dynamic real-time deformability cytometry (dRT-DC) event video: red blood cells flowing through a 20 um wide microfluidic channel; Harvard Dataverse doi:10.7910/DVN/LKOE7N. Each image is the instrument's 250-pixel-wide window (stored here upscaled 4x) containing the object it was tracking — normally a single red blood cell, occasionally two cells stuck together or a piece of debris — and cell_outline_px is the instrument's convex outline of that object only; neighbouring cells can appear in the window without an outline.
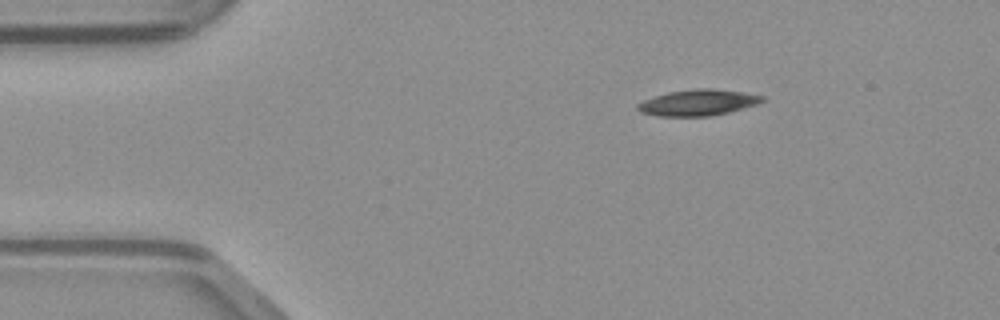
{"species": "common noctule bat (a hibernating species)", "species_latin": "Nyctalus noctula", "temperature_condition": "warm", "stored_images_in_passage": 41, "camera_frame_rate_fps": 3000, "um_per_image_px": 0.085, "animal": {"sex": "male", "body_mass_g": 23.1, "forearm_length_mm": 52.7}, "frame": {"image": 1, "passage_image": 1, "time_ms": 0.0, "image_size_px": [1000, 320], "cell_outline_px": [[764, 100], [756, 104], [728, 112], [712, 116], [656, 116], [640, 112], [636, 108], [636, 104], [644, 100], [668, 92], [696, 88], [712, 88], [744, 92], [764, 96]], "centroid_in_image_um": [59.3, 8.72], "position_along_channel_um": 25.7, "area_um2": 18.9}}
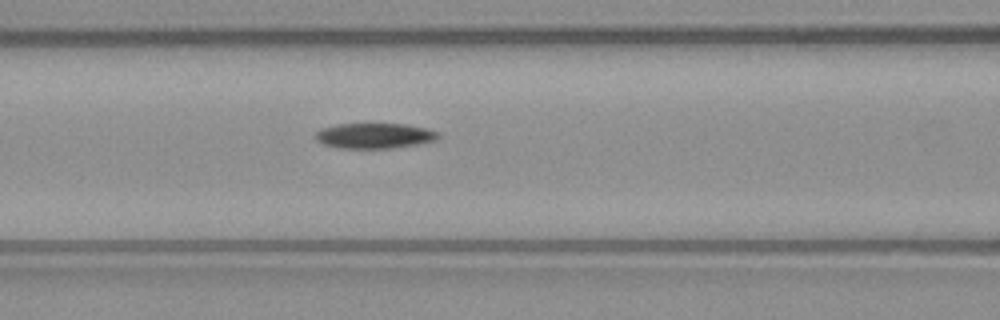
{"frame": {"image": 2, "passage_image": 13, "time_ms": 4.0, "image_size_px": [1000, 320], "cell_outline_px": [[440, 136], [436, 140], [420, 144], [392, 148], [336, 148], [324, 144], [316, 140], [316, 132], [320, 128], [340, 124], [404, 124], [428, 128], [440, 132]], "centroid_in_image_um": [31.87, 11.54], "position_along_channel_um": 134.7, "area_um2": 18.26}}
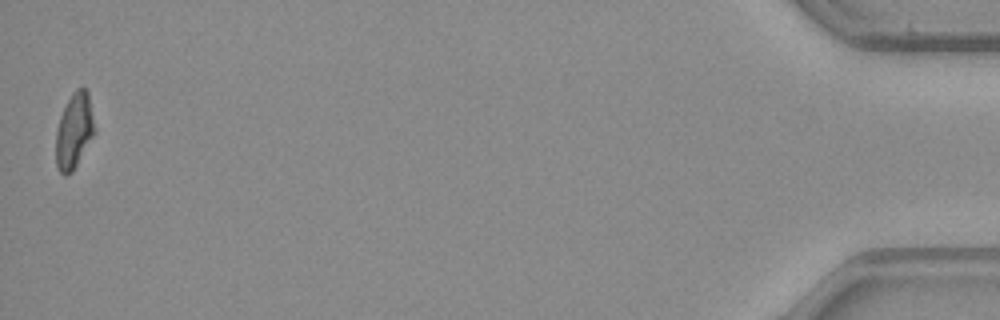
{"frame": {"image": 3, "passage_image": 41, "time_ms": 13.333, "image_size_px": [1000, 320], "cell_outline_px": [[96, 132], [72, 172], [68, 176], [64, 176], [56, 168], [56, 132], [60, 116], [72, 92], [76, 88], [84, 88], [88, 92], [96, 128]], "centroid_in_image_um": [6.31, 11.14], "position_along_channel_um": 428.9, "area_um2": 17.17}}